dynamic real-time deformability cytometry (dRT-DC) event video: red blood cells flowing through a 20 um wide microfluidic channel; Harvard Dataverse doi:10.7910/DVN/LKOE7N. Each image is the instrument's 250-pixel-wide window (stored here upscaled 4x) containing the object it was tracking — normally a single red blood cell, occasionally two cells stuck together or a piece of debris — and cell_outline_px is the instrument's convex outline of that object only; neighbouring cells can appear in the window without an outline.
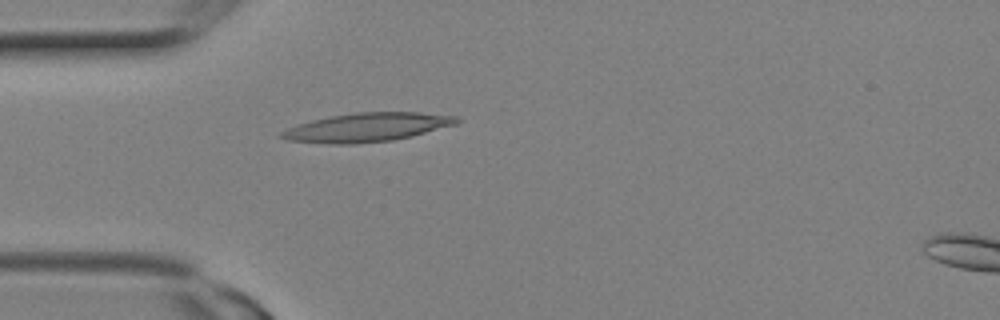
{"species": "Egyptian fruit bat (a non-hibernating species)", "species_latin": "Rousettus aegyptiacus", "temperature_condition": "room temperature", "stored_images_in_passage": 22, "camera_frame_rate_fps": 3000, "um_per_image_px": 0.085, "animal": {"sex": "female"}, "frame": {"image": 1, "passage_image": 5, "time_ms": 1.333, "image_size_px": [1000, 320], "cell_outline_px": [[460, 120], [456, 124], [412, 136], [392, 140], [352, 144], [332, 144], [288, 140], [276, 136], [280, 132], [288, 128], [312, 120], [328, 116], [356, 112], [420, 112], [456, 116]], "centroid_in_image_um": [31.18, 10.82], "position_along_channel_um": 53.8, "area_um2": 29.3}}
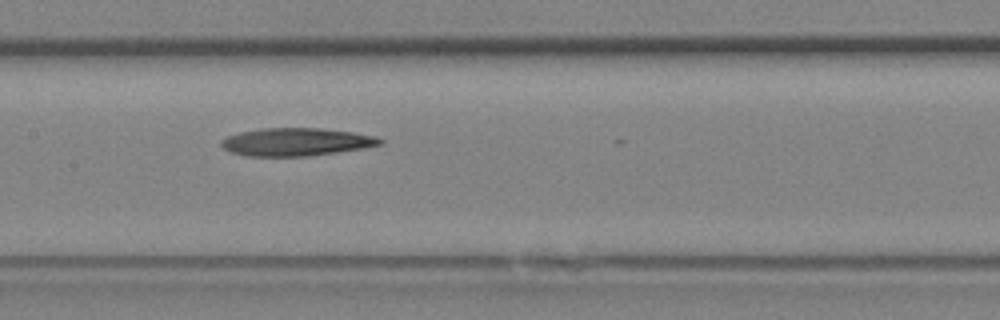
{"frame": {"image": 2, "passage_image": 10, "time_ms": 3.0, "image_size_px": [1000, 320], "cell_outline_px": [[384, 144], [364, 148], [308, 156], [248, 156], [232, 152], [224, 148], [220, 144], [220, 140], [228, 136], [240, 132], [260, 128], [320, 128], [352, 132], [376, 136], [384, 140]], "centroid_in_image_um": [25.2, 12.06], "position_along_channel_um": 182.2, "area_um2": 25.78}}
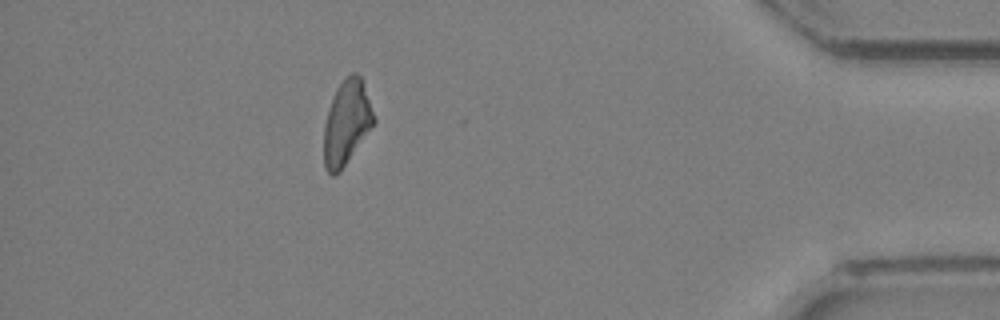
{"frame": {"image": 3, "passage_image": 20, "time_ms": 6.333, "image_size_px": [1000, 320], "cell_outline_px": [[376, 120], [340, 172], [332, 176], [324, 168], [324, 124], [332, 96], [336, 88], [344, 76], [352, 72], [356, 72], [360, 76], [376, 116]], "centroid_in_image_um": [29.45, 10.39], "position_along_channel_um": 405.8, "area_um2": 24.62}}